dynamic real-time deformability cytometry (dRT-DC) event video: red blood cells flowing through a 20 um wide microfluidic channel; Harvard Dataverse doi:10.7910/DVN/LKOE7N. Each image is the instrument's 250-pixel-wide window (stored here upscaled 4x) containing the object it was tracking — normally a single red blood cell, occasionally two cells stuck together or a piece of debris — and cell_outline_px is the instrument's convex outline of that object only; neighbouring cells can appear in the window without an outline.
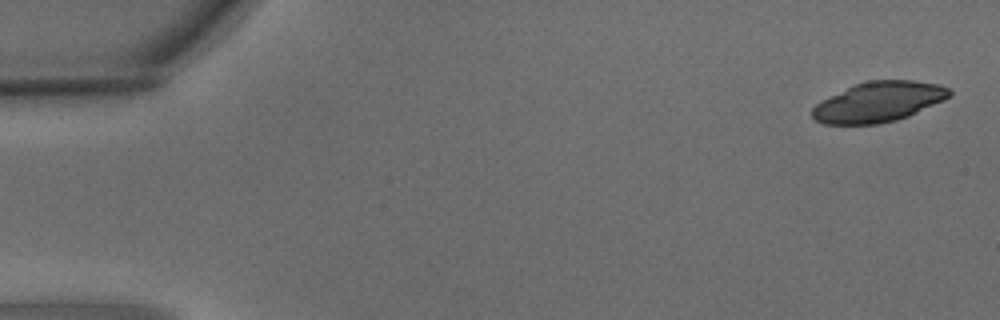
{"species": "common noctule bat (a hibernating species)", "species_latin": "Nyctalus noctula", "temperature_condition": "warm", "stored_images_in_passage": 4, "camera_frame_rate_fps": 3000, "um_per_image_px": 0.085, "animal": {"sex": "male", "body_mass_g": 15.6}, "frame": {"image": 1, "passage_image": 1, "time_ms": 0.0, "image_size_px": [1000, 320], "cell_outline_px": [[952, 96], [944, 100], [908, 116], [896, 120], [876, 124], [824, 124], [816, 120], [812, 116], [812, 108], [820, 100], [864, 80], [912, 80], [940, 84], [948, 88], [952, 92]], "centroid_in_image_um": [74.69, 8.65], "position_along_channel_um": 10.3, "area_um2": 32.14}}